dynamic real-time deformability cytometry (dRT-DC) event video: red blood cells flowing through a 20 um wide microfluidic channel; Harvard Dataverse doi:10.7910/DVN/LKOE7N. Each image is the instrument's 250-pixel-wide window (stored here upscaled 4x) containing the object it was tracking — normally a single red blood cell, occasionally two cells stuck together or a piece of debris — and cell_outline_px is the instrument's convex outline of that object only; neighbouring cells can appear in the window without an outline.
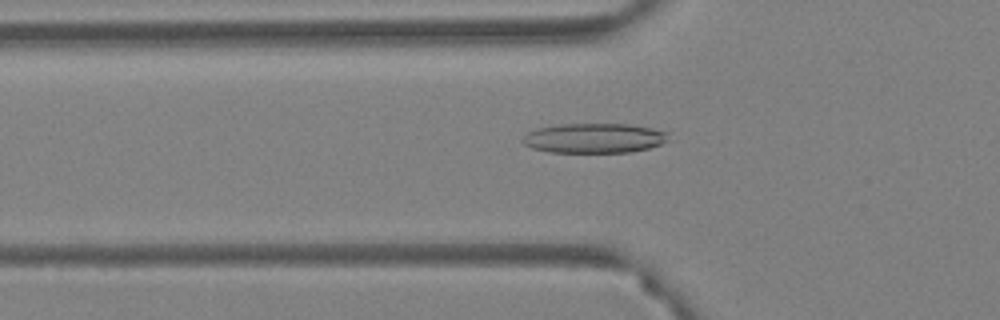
{"species": "Egyptian fruit bat (a non-hibernating species)", "species_latin": "Rousettus aegyptiacus", "temperature_condition": "warm", "stored_images_in_passage": 59, "camera_frame_rate_fps": 3000, "um_per_image_px": 0.085, "animal": {"sex": "female"}, "frame": {"image": 1, "passage_image": 21, "time_ms": 6.667, "image_size_px": [1000, 320], "cell_outline_px": [[668, 140], [660, 144], [648, 148], [632, 152], [548, 152], [532, 148], [524, 144], [520, 140], [528, 132], [540, 128], [560, 124], [632, 124], [652, 128], [668, 132]], "centroid_in_image_um": [50.51, 11.74], "position_along_channel_um": 75.3, "area_um2": 25.26}}
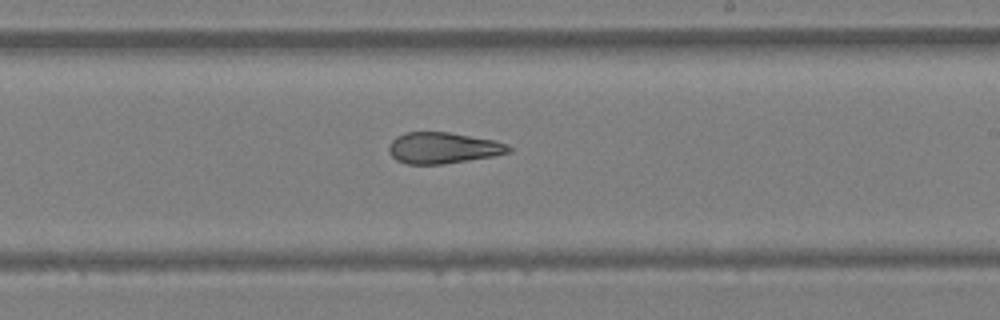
{"frame": {"image": 2, "passage_image": 36, "time_ms": 11.667, "image_size_px": [1000, 320], "cell_outline_px": [[512, 152], [492, 156], [468, 160], [440, 164], [408, 164], [396, 160], [388, 152], [388, 144], [396, 136], [408, 132], [448, 132], [496, 140], [508, 144], [512, 148]], "centroid_in_image_um": [37.66, 12.57], "position_along_channel_um": 251.3, "area_um2": 21.85}}
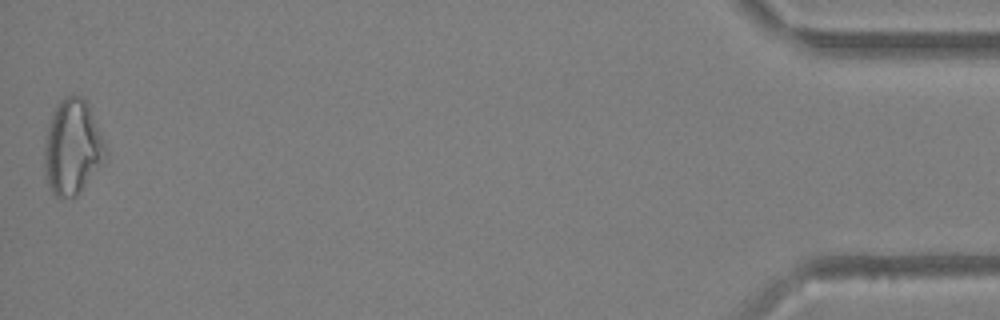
{"frame": {"image": 3, "passage_image": 59, "time_ms": 19.333, "image_size_px": [1000, 320], "cell_outline_px": [[108, 156], [80, 192], [76, 196], [56, 196], [52, 192], [48, 184], [44, 164], [44, 152], [48, 128], [52, 112], [60, 100], [68, 96], [84, 96], [104, 140], [108, 152]], "centroid_in_image_um": [6.18, 12.5], "position_along_channel_um": 429.0, "area_um2": 33.52}, "authors_computed_cell_mechanics": {"area_um2": 25.3164, "velocity_mm_per_s": 3.5203, "shape_relaxation_time_tau1_ms": null, "shape_relaxation_time_tau2_ms": 3.1194, "deformation_change_tau1": null, "deformation_change_tau2": 0.1267}}